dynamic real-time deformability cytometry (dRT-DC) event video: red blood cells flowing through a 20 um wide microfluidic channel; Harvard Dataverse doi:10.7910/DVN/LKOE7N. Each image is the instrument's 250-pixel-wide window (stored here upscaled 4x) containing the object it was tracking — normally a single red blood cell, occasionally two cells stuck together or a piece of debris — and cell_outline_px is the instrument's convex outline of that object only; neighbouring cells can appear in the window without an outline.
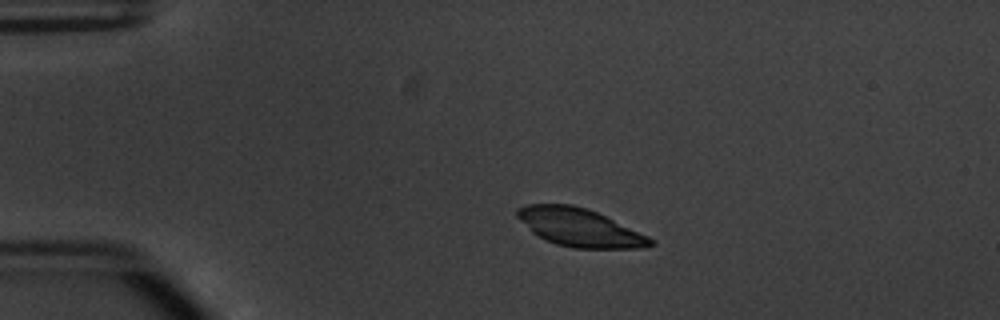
{"species": "common noctule bat (a hibernating species)", "species_latin": "Nyctalus noctula", "temperature_condition": "warm", "stored_images_in_passage": 43, "camera_frame_rate_fps": 3000, "um_per_image_px": 0.085, "animal": {"sex": "male", "body_mass_g": 20.1, "forearm_length_mm": 53.5}, "frame": {"image": 1, "passage_image": 1, "time_ms": 0.0, "image_size_px": [1000, 320], "cell_outline_px": [[656, 244], [644, 248], [572, 248], [556, 244], [532, 232], [516, 216], [516, 208], [528, 204], [572, 204], [588, 208], [648, 236]], "centroid_in_image_um": [49.26, 19.33], "position_along_channel_um": 35.7, "area_um2": 29.3}}